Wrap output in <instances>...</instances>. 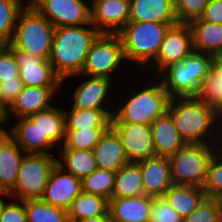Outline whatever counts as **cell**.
Segmentation results:
<instances>
[{
	"label": "cell",
	"mask_w": 222,
	"mask_h": 222,
	"mask_svg": "<svg viewBox=\"0 0 222 222\" xmlns=\"http://www.w3.org/2000/svg\"><path fill=\"white\" fill-rule=\"evenodd\" d=\"M209 0H174V9L178 23L188 24L200 18Z\"/></svg>",
	"instance_id": "40"
},
{
	"label": "cell",
	"mask_w": 222,
	"mask_h": 222,
	"mask_svg": "<svg viewBox=\"0 0 222 222\" xmlns=\"http://www.w3.org/2000/svg\"><path fill=\"white\" fill-rule=\"evenodd\" d=\"M153 197L141 195L130 198H111L108 212L113 222H150Z\"/></svg>",
	"instance_id": "19"
},
{
	"label": "cell",
	"mask_w": 222,
	"mask_h": 222,
	"mask_svg": "<svg viewBox=\"0 0 222 222\" xmlns=\"http://www.w3.org/2000/svg\"><path fill=\"white\" fill-rule=\"evenodd\" d=\"M176 24L129 21L117 33L122 41L126 63L138 64L142 69L148 67L155 60L166 32Z\"/></svg>",
	"instance_id": "4"
},
{
	"label": "cell",
	"mask_w": 222,
	"mask_h": 222,
	"mask_svg": "<svg viewBox=\"0 0 222 222\" xmlns=\"http://www.w3.org/2000/svg\"><path fill=\"white\" fill-rule=\"evenodd\" d=\"M24 154L7 132L0 134V190L3 193L14 187Z\"/></svg>",
	"instance_id": "20"
},
{
	"label": "cell",
	"mask_w": 222,
	"mask_h": 222,
	"mask_svg": "<svg viewBox=\"0 0 222 222\" xmlns=\"http://www.w3.org/2000/svg\"><path fill=\"white\" fill-rule=\"evenodd\" d=\"M217 146L208 143H186L169 158L171 178L175 185H190L203 188L209 160Z\"/></svg>",
	"instance_id": "6"
},
{
	"label": "cell",
	"mask_w": 222,
	"mask_h": 222,
	"mask_svg": "<svg viewBox=\"0 0 222 222\" xmlns=\"http://www.w3.org/2000/svg\"><path fill=\"white\" fill-rule=\"evenodd\" d=\"M124 62L126 59L120 36L100 33L90 46L81 73L72 76L104 77L114 81L113 73L121 65L124 67Z\"/></svg>",
	"instance_id": "8"
},
{
	"label": "cell",
	"mask_w": 222,
	"mask_h": 222,
	"mask_svg": "<svg viewBox=\"0 0 222 222\" xmlns=\"http://www.w3.org/2000/svg\"><path fill=\"white\" fill-rule=\"evenodd\" d=\"M29 1L0 0V45L12 40L17 18Z\"/></svg>",
	"instance_id": "34"
},
{
	"label": "cell",
	"mask_w": 222,
	"mask_h": 222,
	"mask_svg": "<svg viewBox=\"0 0 222 222\" xmlns=\"http://www.w3.org/2000/svg\"><path fill=\"white\" fill-rule=\"evenodd\" d=\"M203 190L207 197L222 200V153L218 149L215 150L209 160Z\"/></svg>",
	"instance_id": "38"
},
{
	"label": "cell",
	"mask_w": 222,
	"mask_h": 222,
	"mask_svg": "<svg viewBox=\"0 0 222 222\" xmlns=\"http://www.w3.org/2000/svg\"><path fill=\"white\" fill-rule=\"evenodd\" d=\"M188 25L192 32L195 51L210 55L222 53V24L197 18L191 20Z\"/></svg>",
	"instance_id": "24"
},
{
	"label": "cell",
	"mask_w": 222,
	"mask_h": 222,
	"mask_svg": "<svg viewBox=\"0 0 222 222\" xmlns=\"http://www.w3.org/2000/svg\"><path fill=\"white\" fill-rule=\"evenodd\" d=\"M194 51L192 32L188 24L178 23L171 26L160 44L155 60L146 68L156 69V75L170 64L181 60ZM155 67V68H154Z\"/></svg>",
	"instance_id": "10"
},
{
	"label": "cell",
	"mask_w": 222,
	"mask_h": 222,
	"mask_svg": "<svg viewBox=\"0 0 222 222\" xmlns=\"http://www.w3.org/2000/svg\"><path fill=\"white\" fill-rule=\"evenodd\" d=\"M150 126L156 156L170 157L186 144L167 111Z\"/></svg>",
	"instance_id": "23"
},
{
	"label": "cell",
	"mask_w": 222,
	"mask_h": 222,
	"mask_svg": "<svg viewBox=\"0 0 222 222\" xmlns=\"http://www.w3.org/2000/svg\"><path fill=\"white\" fill-rule=\"evenodd\" d=\"M163 197L170 207L184 219L198 208L206 197V193L200 187L172 184L165 191Z\"/></svg>",
	"instance_id": "26"
},
{
	"label": "cell",
	"mask_w": 222,
	"mask_h": 222,
	"mask_svg": "<svg viewBox=\"0 0 222 222\" xmlns=\"http://www.w3.org/2000/svg\"><path fill=\"white\" fill-rule=\"evenodd\" d=\"M221 130V131H220ZM219 140L217 145V149L222 153V114L220 115V120H219ZM221 138V139H220Z\"/></svg>",
	"instance_id": "47"
},
{
	"label": "cell",
	"mask_w": 222,
	"mask_h": 222,
	"mask_svg": "<svg viewBox=\"0 0 222 222\" xmlns=\"http://www.w3.org/2000/svg\"><path fill=\"white\" fill-rule=\"evenodd\" d=\"M77 222H113V221L111 220L110 214L108 212L106 215L90 217Z\"/></svg>",
	"instance_id": "46"
},
{
	"label": "cell",
	"mask_w": 222,
	"mask_h": 222,
	"mask_svg": "<svg viewBox=\"0 0 222 222\" xmlns=\"http://www.w3.org/2000/svg\"><path fill=\"white\" fill-rule=\"evenodd\" d=\"M9 197L8 196V194H6V193H4V194H1L0 195V216H1V213H2V209H3V206H4V202H5V200H3V198L2 197Z\"/></svg>",
	"instance_id": "49"
},
{
	"label": "cell",
	"mask_w": 222,
	"mask_h": 222,
	"mask_svg": "<svg viewBox=\"0 0 222 222\" xmlns=\"http://www.w3.org/2000/svg\"><path fill=\"white\" fill-rule=\"evenodd\" d=\"M212 55L207 53H199L193 51L188 56L183 57L181 61L187 65L188 81L200 88L203 79L207 76L210 70Z\"/></svg>",
	"instance_id": "37"
},
{
	"label": "cell",
	"mask_w": 222,
	"mask_h": 222,
	"mask_svg": "<svg viewBox=\"0 0 222 222\" xmlns=\"http://www.w3.org/2000/svg\"><path fill=\"white\" fill-rule=\"evenodd\" d=\"M129 18V0H91V24L100 33L117 34Z\"/></svg>",
	"instance_id": "13"
},
{
	"label": "cell",
	"mask_w": 222,
	"mask_h": 222,
	"mask_svg": "<svg viewBox=\"0 0 222 222\" xmlns=\"http://www.w3.org/2000/svg\"><path fill=\"white\" fill-rule=\"evenodd\" d=\"M54 31L55 27L28 2L18 15L9 45L49 60Z\"/></svg>",
	"instance_id": "5"
},
{
	"label": "cell",
	"mask_w": 222,
	"mask_h": 222,
	"mask_svg": "<svg viewBox=\"0 0 222 222\" xmlns=\"http://www.w3.org/2000/svg\"><path fill=\"white\" fill-rule=\"evenodd\" d=\"M89 78V79H88ZM75 87L73 94V103L71 109L85 110V109H103L110 117L113 116L114 106L107 107L105 103L109 100L112 89V81L104 77H90ZM109 94V95H108ZM105 106V107H104ZM108 109H107V108ZM113 108V109H112Z\"/></svg>",
	"instance_id": "15"
},
{
	"label": "cell",
	"mask_w": 222,
	"mask_h": 222,
	"mask_svg": "<svg viewBox=\"0 0 222 222\" xmlns=\"http://www.w3.org/2000/svg\"><path fill=\"white\" fill-rule=\"evenodd\" d=\"M116 172L97 168L81 180L82 191L110 200L115 186Z\"/></svg>",
	"instance_id": "35"
},
{
	"label": "cell",
	"mask_w": 222,
	"mask_h": 222,
	"mask_svg": "<svg viewBox=\"0 0 222 222\" xmlns=\"http://www.w3.org/2000/svg\"><path fill=\"white\" fill-rule=\"evenodd\" d=\"M150 222H183V218L170 207L163 196L153 197Z\"/></svg>",
	"instance_id": "41"
},
{
	"label": "cell",
	"mask_w": 222,
	"mask_h": 222,
	"mask_svg": "<svg viewBox=\"0 0 222 222\" xmlns=\"http://www.w3.org/2000/svg\"><path fill=\"white\" fill-rule=\"evenodd\" d=\"M221 216L222 200L206 196L198 208L183 219V222H217Z\"/></svg>",
	"instance_id": "39"
},
{
	"label": "cell",
	"mask_w": 222,
	"mask_h": 222,
	"mask_svg": "<svg viewBox=\"0 0 222 222\" xmlns=\"http://www.w3.org/2000/svg\"><path fill=\"white\" fill-rule=\"evenodd\" d=\"M24 85L20 76L0 82V108L6 113L14 104Z\"/></svg>",
	"instance_id": "42"
},
{
	"label": "cell",
	"mask_w": 222,
	"mask_h": 222,
	"mask_svg": "<svg viewBox=\"0 0 222 222\" xmlns=\"http://www.w3.org/2000/svg\"><path fill=\"white\" fill-rule=\"evenodd\" d=\"M55 28L91 24V0H28Z\"/></svg>",
	"instance_id": "9"
},
{
	"label": "cell",
	"mask_w": 222,
	"mask_h": 222,
	"mask_svg": "<svg viewBox=\"0 0 222 222\" xmlns=\"http://www.w3.org/2000/svg\"><path fill=\"white\" fill-rule=\"evenodd\" d=\"M8 131L7 134L24 153L50 154L49 150L55 147L47 137H43L39 127L29 117L17 118L16 124Z\"/></svg>",
	"instance_id": "18"
},
{
	"label": "cell",
	"mask_w": 222,
	"mask_h": 222,
	"mask_svg": "<svg viewBox=\"0 0 222 222\" xmlns=\"http://www.w3.org/2000/svg\"><path fill=\"white\" fill-rule=\"evenodd\" d=\"M82 192L81 179L65 172L58 164L52 169L41 199L50 205L68 210L73 199Z\"/></svg>",
	"instance_id": "14"
},
{
	"label": "cell",
	"mask_w": 222,
	"mask_h": 222,
	"mask_svg": "<svg viewBox=\"0 0 222 222\" xmlns=\"http://www.w3.org/2000/svg\"><path fill=\"white\" fill-rule=\"evenodd\" d=\"M129 21L178 23L174 0H129Z\"/></svg>",
	"instance_id": "22"
},
{
	"label": "cell",
	"mask_w": 222,
	"mask_h": 222,
	"mask_svg": "<svg viewBox=\"0 0 222 222\" xmlns=\"http://www.w3.org/2000/svg\"><path fill=\"white\" fill-rule=\"evenodd\" d=\"M27 222H69L67 211L41 198L25 200Z\"/></svg>",
	"instance_id": "33"
},
{
	"label": "cell",
	"mask_w": 222,
	"mask_h": 222,
	"mask_svg": "<svg viewBox=\"0 0 222 222\" xmlns=\"http://www.w3.org/2000/svg\"><path fill=\"white\" fill-rule=\"evenodd\" d=\"M29 118L39 127L43 137L54 145H63L66 133L65 112L54 105L46 110L32 114Z\"/></svg>",
	"instance_id": "28"
},
{
	"label": "cell",
	"mask_w": 222,
	"mask_h": 222,
	"mask_svg": "<svg viewBox=\"0 0 222 222\" xmlns=\"http://www.w3.org/2000/svg\"><path fill=\"white\" fill-rule=\"evenodd\" d=\"M60 89L61 87L24 86L14 104L5 113L6 122H9L10 114L17 118L29 117L34 113L52 107L51 101L58 94L56 93L59 92L57 90Z\"/></svg>",
	"instance_id": "16"
},
{
	"label": "cell",
	"mask_w": 222,
	"mask_h": 222,
	"mask_svg": "<svg viewBox=\"0 0 222 222\" xmlns=\"http://www.w3.org/2000/svg\"><path fill=\"white\" fill-rule=\"evenodd\" d=\"M19 76L17 59L9 44L0 45V82Z\"/></svg>",
	"instance_id": "43"
},
{
	"label": "cell",
	"mask_w": 222,
	"mask_h": 222,
	"mask_svg": "<svg viewBox=\"0 0 222 222\" xmlns=\"http://www.w3.org/2000/svg\"><path fill=\"white\" fill-rule=\"evenodd\" d=\"M137 163L142 173L144 194L152 197L163 196L173 184L169 158L155 156Z\"/></svg>",
	"instance_id": "17"
},
{
	"label": "cell",
	"mask_w": 222,
	"mask_h": 222,
	"mask_svg": "<svg viewBox=\"0 0 222 222\" xmlns=\"http://www.w3.org/2000/svg\"><path fill=\"white\" fill-rule=\"evenodd\" d=\"M217 222H222V216L219 218V220Z\"/></svg>",
	"instance_id": "50"
},
{
	"label": "cell",
	"mask_w": 222,
	"mask_h": 222,
	"mask_svg": "<svg viewBox=\"0 0 222 222\" xmlns=\"http://www.w3.org/2000/svg\"><path fill=\"white\" fill-rule=\"evenodd\" d=\"M196 98L222 114V53L212 55L210 70L203 79Z\"/></svg>",
	"instance_id": "27"
},
{
	"label": "cell",
	"mask_w": 222,
	"mask_h": 222,
	"mask_svg": "<svg viewBox=\"0 0 222 222\" xmlns=\"http://www.w3.org/2000/svg\"><path fill=\"white\" fill-rule=\"evenodd\" d=\"M97 168L117 172L128 164L123 145L117 133L109 127L92 149Z\"/></svg>",
	"instance_id": "21"
},
{
	"label": "cell",
	"mask_w": 222,
	"mask_h": 222,
	"mask_svg": "<svg viewBox=\"0 0 222 222\" xmlns=\"http://www.w3.org/2000/svg\"><path fill=\"white\" fill-rule=\"evenodd\" d=\"M19 76L24 86L62 87V79L54 72L49 60L32 53L14 50Z\"/></svg>",
	"instance_id": "12"
},
{
	"label": "cell",
	"mask_w": 222,
	"mask_h": 222,
	"mask_svg": "<svg viewBox=\"0 0 222 222\" xmlns=\"http://www.w3.org/2000/svg\"><path fill=\"white\" fill-rule=\"evenodd\" d=\"M5 123L6 124V118H5V112L0 108V125ZM7 132L6 129L3 127H0V134Z\"/></svg>",
	"instance_id": "48"
},
{
	"label": "cell",
	"mask_w": 222,
	"mask_h": 222,
	"mask_svg": "<svg viewBox=\"0 0 222 222\" xmlns=\"http://www.w3.org/2000/svg\"><path fill=\"white\" fill-rule=\"evenodd\" d=\"M200 18L212 23L222 24V0H209Z\"/></svg>",
	"instance_id": "45"
},
{
	"label": "cell",
	"mask_w": 222,
	"mask_h": 222,
	"mask_svg": "<svg viewBox=\"0 0 222 222\" xmlns=\"http://www.w3.org/2000/svg\"><path fill=\"white\" fill-rule=\"evenodd\" d=\"M0 222H27L25 200L4 202Z\"/></svg>",
	"instance_id": "44"
},
{
	"label": "cell",
	"mask_w": 222,
	"mask_h": 222,
	"mask_svg": "<svg viewBox=\"0 0 222 222\" xmlns=\"http://www.w3.org/2000/svg\"><path fill=\"white\" fill-rule=\"evenodd\" d=\"M153 80L155 83L151 82L146 87L142 86L141 89L137 87L138 91H134L133 94L131 92V95H126L127 99L124 100V103L121 102L123 105L116 101L117 107H119L113 111L111 123L151 125L167 111L170 96L160 78L157 77Z\"/></svg>",
	"instance_id": "3"
},
{
	"label": "cell",
	"mask_w": 222,
	"mask_h": 222,
	"mask_svg": "<svg viewBox=\"0 0 222 222\" xmlns=\"http://www.w3.org/2000/svg\"><path fill=\"white\" fill-rule=\"evenodd\" d=\"M57 164V158L52 154L25 153L14 187L7 193L17 200L41 198L50 173Z\"/></svg>",
	"instance_id": "7"
},
{
	"label": "cell",
	"mask_w": 222,
	"mask_h": 222,
	"mask_svg": "<svg viewBox=\"0 0 222 222\" xmlns=\"http://www.w3.org/2000/svg\"><path fill=\"white\" fill-rule=\"evenodd\" d=\"M107 129H85L80 131H66L63 148L76 150H92Z\"/></svg>",
	"instance_id": "36"
},
{
	"label": "cell",
	"mask_w": 222,
	"mask_h": 222,
	"mask_svg": "<svg viewBox=\"0 0 222 222\" xmlns=\"http://www.w3.org/2000/svg\"><path fill=\"white\" fill-rule=\"evenodd\" d=\"M141 195L145 194L139 164L129 162L116 172L112 198H130Z\"/></svg>",
	"instance_id": "31"
},
{
	"label": "cell",
	"mask_w": 222,
	"mask_h": 222,
	"mask_svg": "<svg viewBox=\"0 0 222 222\" xmlns=\"http://www.w3.org/2000/svg\"><path fill=\"white\" fill-rule=\"evenodd\" d=\"M167 112L186 143L218 145L221 114L206 102L196 97L170 98Z\"/></svg>",
	"instance_id": "1"
},
{
	"label": "cell",
	"mask_w": 222,
	"mask_h": 222,
	"mask_svg": "<svg viewBox=\"0 0 222 222\" xmlns=\"http://www.w3.org/2000/svg\"><path fill=\"white\" fill-rule=\"evenodd\" d=\"M157 76L170 98L197 97L199 88L193 81H188L187 65L181 60L170 64Z\"/></svg>",
	"instance_id": "25"
},
{
	"label": "cell",
	"mask_w": 222,
	"mask_h": 222,
	"mask_svg": "<svg viewBox=\"0 0 222 222\" xmlns=\"http://www.w3.org/2000/svg\"><path fill=\"white\" fill-rule=\"evenodd\" d=\"M99 34L92 24L55 28L49 62L62 83L81 73L90 46Z\"/></svg>",
	"instance_id": "2"
},
{
	"label": "cell",
	"mask_w": 222,
	"mask_h": 222,
	"mask_svg": "<svg viewBox=\"0 0 222 222\" xmlns=\"http://www.w3.org/2000/svg\"><path fill=\"white\" fill-rule=\"evenodd\" d=\"M109 200L100 195L81 192L67 210L69 222H77L90 217L106 215Z\"/></svg>",
	"instance_id": "29"
},
{
	"label": "cell",
	"mask_w": 222,
	"mask_h": 222,
	"mask_svg": "<svg viewBox=\"0 0 222 222\" xmlns=\"http://www.w3.org/2000/svg\"><path fill=\"white\" fill-rule=\"evenodd\" d=\"M66 131L108 129L111 117L103 109L64 110Z\"/></svg>",
	"instance_id": "30"
},
{
	"label": "cell",
	"mask_w": 222,
	"mask_h": 222,
	"mask_svg": "<svg viewBox=\"0 0 222 222\" xmlns=\"http://www.w3.org/2000/svg\"><path fill=\"white\" fill-rule=\"evenodd\" d=\"M123 145L129 162H139L156 156L149 124L110 123Z\"/></svg>",
	"instance_id": "11"
},
{
	"label": "cell",
	"mask_w": 222,
	"mask_h": 222,
	"mask_svg": "<svg viewBox=\"0 0 222 222\" xmlns=\"http://www.w3.org/2000/svg\"><path fill=\"white\" fill-rule=\"evenodd\" d=\"M59 154L62 159L57 158V164L81 180L97 169L92 150L60 149Z\"/></svg>",
	"instance_id": "32"
}]
</instances>
